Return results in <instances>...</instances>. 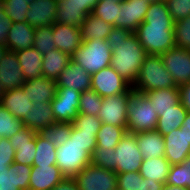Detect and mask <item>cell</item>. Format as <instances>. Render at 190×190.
<instances>
[{
  "instance_id": "cell-14",
  "label": "cell",
  "mask_w": 190,
  "mask_h": 190,
  "mask_svg": "<svg viewBox=\"0 0 190 190\" xmlns=\"http://www.w3.org/2000/svg\"><path fill=\"white\" fill-rule=\"evenodd\" d=\"M36 134V131L24 126L19 132L9 138L15 150V163L33 166L36 155Z\"/></svg>"
},
{
  "instance_id": "cell-37",
  "label": "cell",
  "mask_w": 190,
  "mask_h": 190,
  "mask_svg": "<svg viewBox=\"0 0 190 190\" xmlns=\"http://www.w3.org/2000/svg\"><path fill=\"white\" fill-rule=\"evenodd\" d=\"M166 184L190 189V155L183 163L170 166Z\"/></svg>"
},
{
  "instance_id": "cell-3",
  "label": "cell",
  "mask_w": 190,
  "mask_h": 190,
  "mask_svg": "<svg viewBox=\"0 0 190 190\" xmlns=\"http://www.w3.org/2000/svg\"><path fill=\"white\" fill-rule=\"evenodd\" d=\"M131 87L143 94L151 90L179 88L164 66L161 55H147L144 58L138 77Z\"/></svg>"
},
{
  "instance_id": "cell-11",
  "label": "cell",
  "mask_w": 190,
  "mask_h": 190,
  "mask_svg": "<svg viewBox=\"0 0 190 190\" xmlns=\"http://www.w3.org/2000/svg\"><path fill=\"white\" fill-rule=\"evenodd\" d=\"M161 56L176 86L190 82V50L175 46Z\"/></svg>"
},
{
  "instance_id": "cell-8",
  "label": "cell",
  "mask_w": 190,
  "mask_h": 190,
  "mask_svg": "<svg viewBox=\"0 0 190 190\" xmlns=\"http://www.w3.org/2000/svg\"><path fill=\"white\" fill-rule=\"evenodd\" d=\"M114 162H117L115 173L139 172L143 162L136 137L126 133L115 148Z\"/></svg>"
},
{
  "instance_id": "cell-5",
  "label": "cell",
  "mask_w": 190,
  "mask_h": 190,
  "mask_svg": "<svg viewBox=\"0 0 190 190\" xmlns=\"http://www.w3.org/2000/svg\"><path fill=\"white\" fill-rule=\"evenodd\" d=\"M112 50L107 40L83 41L71 60L79 64L90 75L110 66Z\"/></svg>"
},
{
  "instance_id": "cell-53",
  "label": "cell",
  "mask_w": 190,
  "mask_h": 190,
  "mask_svg": "<svg viewBox=\"0 0 190 190\" xmlns=\"http://www.w3.org/2000/svg\"><path fill=\"white\" fill-rule=\"evenodd\" d=\"M164 184L142 177L140 190H162Z\"/></svg>"
},
{
  "instance_id": "cell-18",
  "label": "cell",
  "mask_w": 190,
  "mask_h": 190,
  "mask_svg": "<svg viewBox=\"0 0 190 190\" xmlns=\"http://www.w3.org/2000/svg\"><path fill=\"white\" fill-rule=\"evenodd\" d=\"M57 0H33L26 13V23L31 27L50 26L55 23Z\"/></svg>"
},
{
  "instance_id": "cell-28",
  "label": "cell",
  "mask_w": 190,
  "mask_h": 190,
  "mask_svg": "<svg viewBox=\"0 0 190 190\" xmlns=\"http://www.w3.org/2000/svg\"><path fill=\"white\" fill-rule=\"evenodd\" d=\"M155 108L158 117L181 102L179 88L151 90L144 93Z\"/></svg>"
},
{
  "instance_id": "cell-35",
  "label": "cell",
  "mask_w": 190,
  "mask_h": 190,
  "mask_svg": "<svg viewBox=\"0 0 190 190\" xmlns=\"http://www.w3.org/2000/svg\"><path fill=\"white\" fill-rule=\"evenodd\" d=\"M126 127H118L102 123L97 133L96 147L116 148L121 138L126 134Z\"/></svg>"
},
{
  "instance_id": "cell-30",
  "label": "cell",
  "mask_w": 190,
  "mask_h": 190,
  "mask_svg": "<svg viewBox=\"0 0 190 190\" xmlns=\"http://www.w3.org/2000/svg\"><path fill=\"white\" fill-rule=\"evenodd\" d=\"M70 60L71 57L68 54L58 49L49 51L43 55V76L56 81Z\"/></svg>"
},
{
  "instance_id": "cell-58",
  "label": "cell",
  "mask_w": 190,
  "mask_h": 190,
  "mask_svg": "<svg viewBox=\"0 0 190 190\" xmlns=\"http://www.w3.org/2000/svg\"><path fill=\"white\" fill-rule=\"evenodd\" d=\"M10 165L0 164V171H8Z\"/></svg>"
},
{
  "instance_id": "cell-32",
  "label": "cell",
  "mask_w": 190,
  "mask_h": 190,
  "mask_svg": "<svg viewBox=\"0 0 190 190\" xmlns=\"http://www.w3.org/2000/svg\"><path fill=\"white\" fill-rule=\"evenodd\" d=\"M188 111L182 106L181 102L172 109L164 111V113L158 117L155 130L160 134L167 135L175 129H179L187 115Z\"/></svg>"
},
{
  "instance_id": "cell-48",
  "label": "cell",
  "mask_w": 190,
  "mask_h": 190,
  "mask_svg": "<svg viewBox=\"0 0 190 190\" xmlns=\"http://www.w3.org/2000/svg\"><path fill=\"white\" fill-rule=\"evenodd\" d=\"M15 150L13 149L9 138L0 139V164L11 165L14 163Z\"/></svg>"
},
{
  "instance_id": "cell-52",
  "label": "cell",
  "mask_w": 190,
  "mask_h": 190,
  "mask_svg": "<svg viewBox=\"0 0 190 190\" xmlns=\"http://www.w3.org/2000/svg\"><path fill=\"white\" fill-rule=\"evenodd\" d=\"M182 106L190 112V82L179 86Z\"/></svg>"
},
{
  "instance_id": "cell-39",
  "label": "cell",
  "mask_w": 190,
  "mask_h": 190,
  "mask_svg": "<svg viewBox=\"0 0 190 190\" xmlns=\"http://www.w3.org/2000/svg\"><path fill=\"white\" fill-rule=\"evenodd\" d=\"M103 98L94 90H86L80 94L79 113L98 117Z\"/></svg>"
},
{
  "instance_id": "cell-50",
  "label": "cell",
  "mask_w": 190,
  "mask_h": 190,
  "mask_svg": "<svg viewBox=\"0 0 190 190\" xmlns=\"http://www.w3.org/2000/svg\"><path fill=\"white\" fill-rule=\"evenodd\" d=\"M96 138L97 134L78 131V142L84 147V151H86L90 156L96 148Z\"/></svg>"
},
{
  "instance_id": "cell-7",
  "label": "cell",
  "mask_w": 190,
  "mask_h": 190,
  "mask_svg": "<svg viewBox=\"0 0 190 190\" xmlns=\"http://www.w3.org/2000/svg\"><path fill=\"white\" fill-rule=\"evenodd\" d=\"M72 179L79 190H115L117 189V174L108 169L89 164Z\"/></svg>"
},
{
  "instance_id": "cell-1",
  "label": "cell",
  "mask_w": 190,
  "mask_h": 190,
  "mask_svg": "<svg viewBox=\"0 0 190 190\" xmlns=\"http://www.w3.org/2000/svg\"><path fill=\"white\" fill-rule=\"evenodd\" d=\"M173 29L174 21L163 0L150 3L144 21L135 33L147 55H162L176 46Z\"/></svg>"
},
{
  "instance_id": "cell-46",
  "label": "cell",
  "mask_w": 190,
  "mask_h": 190,
  "mask_svg": "<svg viewBox=\"0 0 190 190\" xmlns=\"http://www.w3.org/2000/svg\"><path fill=\"white\" fill-rule=\"evenodd\" d=\"M117 174V188L119 190H140L142 177L139 172Z\"/></svg>"
},
{
  "instance_id": "cell-59",
  "label": "cell",
  "mask_w": 190,
  "mask_h": 190,
  "mask_svg": "<svg viewBox=\"0 0 190 190\" xmlns=\"http://www.w3.org/2000/svg\"><path fill=\"white\" fill-rule=\"evenodd\" d=\"M147 1L150 3H153V2L163 1V0H147Z\"/></svg>"
},
{
  "instance_id": "cell-9",
  "label": "cell",
  "mask_w": 190,
  "mask_h": 190,
  "mask_svg": "<svg viewBox=\"0 0 190 190\" xmlns=\"http://www.w3.org/2000/svg\"><path fill=\"white\" fill-rule=\"evenodd\" d=\"M133 91V88H131L127 93L103 98L101 110L98 114V118L102 123L126 127L127 111Z\"/></svg>"
},
{
  "instance_id": "cell-21",
  "label": "cell",
  "mask_w": 190,
  "mask_h": 190,
  "mask_svg": "<svg viewBox=\"0 0 190 190\" xmlns=\"http://www.w3.org/2000/svg\"><path fill=\"white\" fill-rule=\"evenodd\" d=\"M0 105L10 112L15 118L23 119L28 116L33 103L28 97L27 91L22 86L4 91L0 95Z\"/></svg>"
},
{
  "instance_id": "cell-43",
  "label": "cell",
  "mask_w": 190,
  "mask_h": 190,
  "mask_svg": "<svg viewBox=\"0 0 190 190\" xmlns=\"http://www.w3.org/2000/svg\"><path fill=\"white\" fill-rule=\"evenodd\" d=\"M115 148L96 147L91 155V164L115 172L117 162H114Z\"/></svg>"
},
{
  "instance_id": "cell-31",
  "label": "cell",
  "mask_w": 190,
  "mask_h": 190,
  "mask_svg": "<svg viewBox=\"0 0 190 190\" xmlns=\"http://www.w3.org/2000/svg\"><path fill=\"white\" fill-rule=\"evenodd\" d=\"M170 166L171 164L165 157L143 159L139 173L141 177L145 179H151L152 181L166 184Z\"/></svg>"
},
{
  "instance_id": "cell-56",
  "label": "cell",
  "mask_w": 190,
  "mask_h": 190,
  "mask_svg": "<svg viewBox=\"0 0 190 190\" xmlns=\"http://www.w3.org/2000/svg\"><path fill=\"white\" fill-rule=\"evenodd\" d=\"M162 190H189V189L180 186H171L164 184Z\"/></svg>"
},
{
  "instance_id": "cell-60",
  "label": "cell",
  "mask_w": 190,
  "mask_h": 190,
  "mask_svg": "<svg viewBox=\"0 0 190 190\" xmlns=\"http://www.w3.org/2000/svg\"><path fill=\"white\" fill-rule=\"evenodd\" d=\"M124 0H115V3H122Z\"/></svg>"
},
{
  "instance_id": "cell-15",
  "label": "cell",
  "mask_w": 190,
  "mask_h": 190,
  "mask_svg": "<svg viewBox=\"0 0 190 190\" xmlns=\"http://www.w3.org/2000/svg\"><path fill=\"white\" fill-rule=\"evenodd\" d=\"M165 153L164 157L171 165L183 163L190 155V143L188 131L175 129L164 135Z\"/></svg>"
},
{
  "instance_id": "cell-29",
  "label": "cell",
  "mask_w": 190,
  "mask_h": 190,
  "mask_svg": "<svg viewBox=\"0 0 190 190\" xmlns=\"http://www.w3.org/2000/svg\"><path fill=\"white\" fill-rule=\"evenodd\" d=\"M113 26L106 23L92 12L88 14L80 27L83 41L95 39L107 40Z\"/></svg>"
},
{
  "instance_id": "cell-27",
  "label": "cell",
  "mask_w": 190,
  "mask_h": 190,
  "mask_svg": "<svg viewBox=\"0 0 190 190\" xmlns=\"http://www.w3.org/2000/svg\"><path fill=\"white\" fill-rule=\"evenodd\" d=\"M25 80L43 76V55L33 46L16 52Z\"/></svg>"
},
{
  "instance_id": "cell-47",
  "label": "cell",
  "mask_w": 190,
  "mask_h": 190,
  "mask_svg": "<svg viewBox=\"0 0 190 190\" xmlns=\"http://www.w3.org/2000/svg\"><path fill=\"white\" fill-rule=\"evenodd\" d=\"M174 22L190 16V0H165Z\"/></svg>"
},
{
  "instance_id": "cell-40",
  "label": "cell",
  "mask_w": 190,
  "mask_h": 190,
  "mask_svg": "<svg viewBox=\"0 0 190 190\" xmlns=\"http://www.w3.org/2000/svg\"><path fill=\"white\" fill-rule=\"evenodd\" d=\"M33 0H4L3 10L12 23L26 22V13Z\"/></svg>"
},
{
  "instance_id": "cell-22",
  "label": "cell",
  "mask_w": 190,
  "mask_h": 190,
  "mask_svg": "<svg viewBox=\"0 0 190 190\" xmlns=\"http://www.w3.org/2000/svg\"><path fill=\"white\" fill-rule=\"evenodd\" d=\"M32 166L12 163L8 171H0V190H29Z\"/></svg>"
},
{
  "instance_id": "cell-38",
  "label": "cell",
  "mask_w": 190,
  "mask_h": 190,
  "mask_svg": "<svg viewBox=\"0 0 190 190\" xmlns=\"http://www.w3.org/2000/svg\"><path fill=\"white\" fill-rule=\"evenodd\" d=\"M33 47L42 55L56 49L52 25L35 28Z\"/></svg>"
},
{
  "instance_id": "cell-41",
  "label": "cell",
  "mask_w": 190,
  "mask_h": 190,
  "mask_svg": "<svg viewBox=\"0 0 190 190\" xmlns=\"http://www.w3.org/2000/svg\"><path fill=\"white\" fill-rule=\"evenodd\" d=\"M119 10H121V3H115V0H99L92 13L114 26L115 18L119 17Z\"/></svg>"
},
{
  "instance_id": "cell-2",
  "label": "cell",
  "mask_w": 190,
  "mask_h": 190,
  "mask_svg": "<svg viewBox=\"0 0 190 190\" xmlns=\"http://www.w3.org/2000/svg\"><path fill=\"white\" fill-rule=\"evenodd\" d=\"M107 42L112 50L110 66L132 86L138 77L142 61L147 56L137 34L113 26Z\"/></svg>"
},
{
  "instance_id": "cell-16",
  "label": "cell",
  "mask_w": 190,
  "mask_h": 190,
  "mask_svg": "<svg viewBox=\"0 0 190 190\" xmlns=\"http://www.w3.org/2000/svg\"><path fill=\"white\" fill-rule=\"evenodd\" d=\"M25 81L16 52L7 50L0 61V86L7 91L21 87Z\"/></svg>"
},
{
  "instance_id": "cell-24",
  "label": "cell",
  "mask_w": 190,
  "mask_h": 190,
  "mask_svg": "<svg viewBox=\"0 0 190 190\" xmlns=\"http://www.w3.org/2000/svg\"><path fill=\"white\" fill-rule=\"evenodd\" d=\"M133 135L136 137L143 159L164 157L166 147L164 136L157 130L139 132Z\"/></svg>"
},
{
  "instance_id": "cell-25",
  "label": "cell",
  "mask_w": 190,
  "mask_h": 190,
  "mask_svg": "<svg viewBox=\"0 0 190 190\" xmlns=\"http://www.w3.org/2000/svg\"><path fill=\"white\" fill-rule=\"evenodd\" d=\"M25 127L36 132H40L47 127L52 126L56 121L52 112L51 103H36L30 107L28 116L22 119Z\"/></svg>"
},
{
  "instance_id": "cell-61",
  "label": "cell",
  "mask_w": 190,
  "mask_h": 190,
  "mask_svg": "<svg viewBox=\"0 0 190 190\" xmlns=\"http://www.w3.org/2000/svg\"><path fill=\"white\" fill-rule=\"evenodd\" d=\"M3 92H4V91H3L2 87L0 86V95H1Z\"/></svg>"
},
{
  "instance_id": "cell-6",
  "label": "cell",
  "mask_w": 190,
  "mask_h": 190,
  "mask_svg": "<svg viewBox=\"0 0 190 190\" xmlns=\"http://www.w3.org/2000/svg\"><path fill=\"white\" fill-rule=\"evenodd\" d=\"M158 115L145 94L133 91L127 111L126 132L136 134L153 131Z\"/></svg>"
},
{
  "instance_id": "cell-57",
  "label": "cell",
  "mask_w": 190,
  "mask_h": 190,
  "mask_svg": "<svg viewBox=\"0 0 190 190\" xmlns=\"http://www.w3.org/2000/svg\"><path fill=\"white\" fill-rule=\"evenodd\" d=\"M6 51H7V47L0 45V61L3 58V55L6 53Z\"/></svg>"
},
{
  "instance_id": "cell-23",
  "label": "cell",
  "mask_w": 190,
  "mask_h": 190,
  "mask_svg": "<svg viewBox=\"0 0 190 190\" xmlns=\"http://www.w3.org/2000/svg\"><path fill=\"white\" fill-rule=\"evenodd\" d=\"M22 88L27 91L28 97L33 104L50 103L57 92L55 80H50L44 76L27 79Z\"/></svg>"
},
{
  "instance_id": "cell-34",
  "label": "cell",
  "mask_w": 190,
  "mask_h": 190,
  "mask_svg": "<svg viewBox=\"0 0 190 190\" xmlns=\"http://www.w3.org/2000/svg\"><path fill=\"white\" fill-rule=\"evenodd\" d=\"M57 147L51 144L48 139L44 138L39 132L36 134V155L33 166H52L56 165Z\"/></svg>"
},
{
  "instance_id": "cell-19",
  "label": "cell",
  "mask_w": 190,
  "mask_h": 190,
  "mask_svg": "<svg viewBox=\"0 0 190 190\" xmlns=\"http://www.w3.org/2000/svg\"><path fill=\"white\" fill-rule=\"evenodd\" d=\"M91 75L72 60L56 80L57 87H68L82 93L91 89Z\"/></svg>"
},
{
  "instance_id": "cell-12",
  "label": "cell",
  "mask_w": 190,
  "mask_h": 190,
  "mask_svg": "<svg viewBox=\"0 0 190 190\" xmlns=\"http://www.w3.org/2000/svg\"><path fill=\"white\" fill-rule=\"evenodd\" d=\"M91 89L102 98L127 93L132 87L111 66L91 75Z\"/></svg>"
},
{
  "instance_id": "cell-49",
  "label": "cell",
  "mask_w": 190,
  "mask_h": 190,
  "mask_svg": "<svg viewBox=\"0 0 190 190\" xmlns=\"http://www.w3.org/2000/svg\"><path fill=\"white\" fill-rule=\"evenodd\" d=\"M4 0H0V45L6 46L7 35L9 33L12 21L7 17L3 10Z\"/></svg>"
},
{
  "instance_id": "cell-4",
  "label": "cell",
  "mask_w": 190,
  "mask_h": 190,
  "mask_svg": "<svg viewBox=\"0 0 190 190\" xmlns=\"http://www.w3.org/2000/svg\"><path fill=\"white\" fill-rule=\"evenodd\" d=\"M89 164H91V156L78 142V130L72 126L71 137L57 147L56 165L65 177L72 178Z\"/></svg>"
},
{
  "instance_id": "cell-42",
  "label": "cell",
  "mask_w": 190,
  "mask_h": 190,
  "mask_svg": "<svg viewBox=\"0 0 190 190\" xmlns=\"http://www.w3.org/2000/svg\"><path fill=\"white\" fill-rule=\"evenodd\" d=\"M24 127L21 119L15 118L0 105V139L10 138Z\"/></svg>"
},
{
  "instance_id": "cell-10",
  "label": "cell",
  "mask_w": 190,
  "mask_h": 190,
  "mask_svg": "<svg viewBox=\"0 0 190 190\" xmlns=\"http://www.w3.org/2000/svg\"><path fill=\"white\" fill-rule=\"evenodd\" d=\"M80 94L68 87H57L56 96L50 102L56 122L73 123L79 114Z\"/></svg>"
},
{
  "instance_id": "cell-45",
  "label": "cell",
  "mask_w": 190,
  "mask_h": 190,
  "mask_svg": "<svg viewBox=\"0 0 190 190\" xmlns=\"http://www.w3.org/2000/svg\"><path fill=\"white\" fill-rule=\"evenodd\" d=\"M102 121L94 115H87L79 113L78 116L73 121V126L79 132H87L92 134H97Z\"/></svg>"
},
{
  "instance_id": "cell-54",
  "label": "cell",
  "mask_w": 190,
  "mask_h": 190,
  "mask_svg": "<svg viewBox=\"0 0 190 190\" xmlns=\"http://www.w3.org/2000/svg\"><path fill=\"white\" fill-rule=\"evenodd\" d=\"M52 190H79L72 178L66 177L62 182L56 185Z\"/></svg>"
},
{
  "instance_id": "cell-44",
  "label": "cell",
  "mask_w": 190,
  "mask_h": 190,
  "mask_svg": "<svg viewBox=\"0 0 190 190\" xmlns=\"http://www.w3.org/2000/svg\"><path fill=\"white\" fill-rule=\"evenodd\" d=\"M173 30L176 47L190 50V16L174 22Z\"/></svg>"
},
{
  "instance_id": "cell-36",
  "label": "cell",
  "mask_w": 190,
  "mask_h": 190,
  "mask_svg": "<svg viewBox=\"0 0 190 190\" xmlns=\"http://www.w3.org/2000/svg\"><path fill=\"white\" fill-rule=\"evenodd\" d=\"M73 123L55 122L52 126L41 130L39 133L56 147L64 144L71 137Z\"/></svg>"
},
{
  "instance_id": "cell-33",
  "label": "cell",
  "mask_w": 190,
  "mask_h": 190,
  "mask_svg": "<svg viewBox=\"0 0 190 190\" xmlns=\"http://www.w3.org/2000/svg\"><path fill=\"white\" fill-rule=\"evenodd\" d=\"M88 15L75 5H67L66 0H57L55 22L80 28Z\"/></svg>"
},
{
  "instance_id": "cell-17",
  "label": "cell",
  "mask_w": 190,
  "mask_h": 190,
  "mask_svg": "<svg viewBox=\"0 0 190 190\" xmlns=\"http://www.w3.org/2000/svg\"><path fill=\"white\" fill-rule=\"evenodd\" d=\"M52 28L56 49L72 57L83 43L80 28L58 22L52 24Z\"/></svg>"
},
{
  "instance_id": "cell-55",
  "label": "cell",
  "mask_w": 190,
  "mask_h": 190,
  "mask_svg": "<svg viewBox=\"0 0 190 190\" xmlns=\"http://www.w3.org/2000/svg\"><path fill=\"white\" fill-rule=\"evenodd\" d=\"M180 129L184 131L186 130L188 131L189 143H190V112L187 113Z\"/></svg>"
},
{
  "instance_id": "cell-20",
  "label": "cell",
  "mask_w": 190,
  "mask_h": 190,
  "mask_svg": "<svg viewBox=\"0 0 190 190\" xmlns=\"http://www.w3.org/2000/svg\"><path fill=\"white\" fill-rule=\"evenodd\" d=\"M65 178V175L57 165L32 166L29 190H52Z\"/></svg>"
},
{
  "instance_id": "cell-51",
  "label": "cell",
  "mask_w": 190,
  "mask_h": 190,
  "mask_svg": "<svg viewBox=\"0 0 190 190\" xmlns=\"http://www.w3.org/2000/svg\"><path fill=\"white\" fill-rule=\"evenodd\" d=\"M98 1L99 0H66V4L77 6L88 15L93 11Z\"/></svg>"
},
{
  "instance_id": "cell-26",
  "label": "cell",
  "mask_w": 190,
  "mask_h": 190,
  "mask_svg": "<svg viewBox=\"0 0 190 190\" xmlns=\"http://www.w3.org/2000/svg\"><path fill=\"white\" fill-rule=\"evenodd\" d=\"M35 27L26 22L12 23L7 35V50L18 52L33 46Z\"/></svg>"
},
{
  "instance_id": "cell-13",
  "label": "cell",
  "mask_w": 190,
  "mask_h": 190,
  "mask_svg": "<svg viewBox=\"0 0 190 190\" xmlns=\"http://www.w3.org/2000/svg\"><path fill=\"white\" fill-rule=\"evenodd\" d=\"M149 6L150 2L147 0H124L114 26L136 32L138 26L143 23Z\"/></svg>"
}]
</instances>
